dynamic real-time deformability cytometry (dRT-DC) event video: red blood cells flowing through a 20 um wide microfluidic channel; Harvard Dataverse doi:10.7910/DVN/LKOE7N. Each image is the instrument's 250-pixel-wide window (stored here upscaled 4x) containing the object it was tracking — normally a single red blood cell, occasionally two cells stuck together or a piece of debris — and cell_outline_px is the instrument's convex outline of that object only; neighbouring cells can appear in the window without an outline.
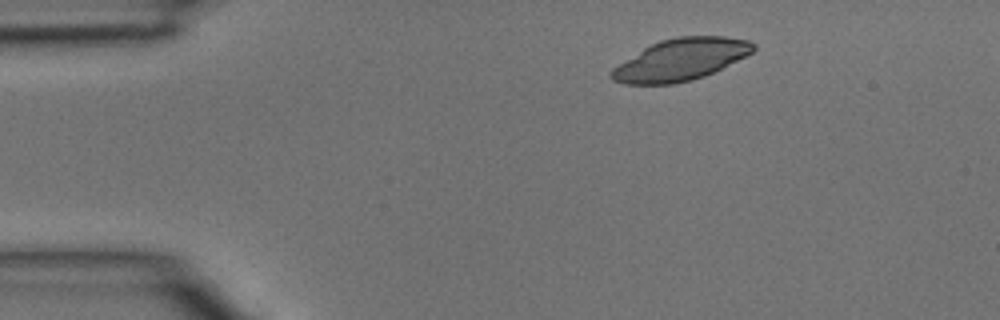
{"species": "common noctule bat (a hibernating species)", "species_latin": "Nyctalus noctula", "temperature_condition": "room temperature", "stored_images_in_passage": 2, "camera_frame_rate_fps": 3000, "um_per_image_px": 0.085, "animal": {"sex": "male", "body_mass_g": 15.6}, "frame": {"image": 1, "passage_image": 2, "time_ms": 0.333, "image_size_px": [1000, 320], "cell_outline_px": [[756, 48], [752, 52], [704, 76], [692, 80], [676, 84], [624, 84], [612, 80], [608, 76], [608, 72], [612, 68], [644, 48], [660, 40], [676, 36], [724, 36], [748, 40], [756, 44]], "centroid_in_image_um": [57.81, 5.07], "position_along_channel_um": 27.2, "area_um2": 34.39}}